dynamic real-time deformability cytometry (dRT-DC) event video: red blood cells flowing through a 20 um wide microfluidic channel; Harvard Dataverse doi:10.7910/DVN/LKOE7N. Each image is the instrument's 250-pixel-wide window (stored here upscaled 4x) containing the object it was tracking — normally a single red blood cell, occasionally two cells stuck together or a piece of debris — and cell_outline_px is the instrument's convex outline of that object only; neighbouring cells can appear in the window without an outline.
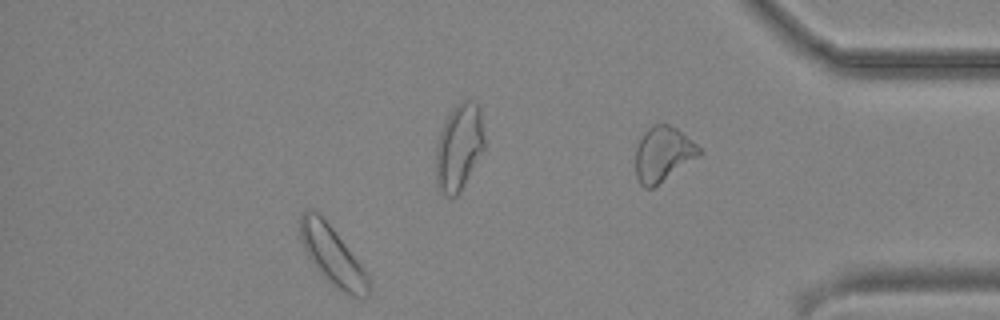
{"species": "common noctule bat (a hibernating species)", "species_latin": "Nyctalus noctula", "temperature_condition": "cold", "stored_images_in_passage": 44, "camera_frame_rate_fps": 3000, "um_per_image_px": 0.085, "animal": {"sex": "male", "body_mass_g": 19.2, "forearm_length_mm": 51.8}, "frame": {"image": 1, "passage_image": 38, "time_ms": 12.333, "image_size_px": [1000, 320], "cell_outline_px": [[372, 284], [368, 296], [352, 296], [328, 284], [316, 268], [308, 256], [304, 248], [300, 236], [300, 212], [304, 208], [312, 208], [332, 228], [360, 264], [368, 276]], "centroid_in_image_um": [28.23, 21.74], "position_along_channel_um": 407.0, "area_um2": 23.18}}